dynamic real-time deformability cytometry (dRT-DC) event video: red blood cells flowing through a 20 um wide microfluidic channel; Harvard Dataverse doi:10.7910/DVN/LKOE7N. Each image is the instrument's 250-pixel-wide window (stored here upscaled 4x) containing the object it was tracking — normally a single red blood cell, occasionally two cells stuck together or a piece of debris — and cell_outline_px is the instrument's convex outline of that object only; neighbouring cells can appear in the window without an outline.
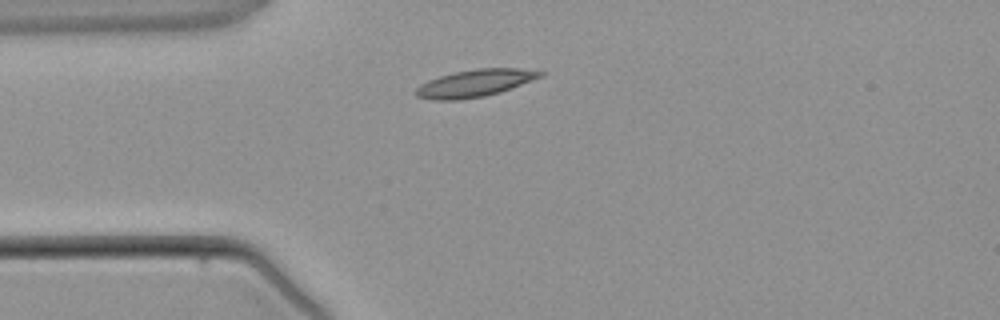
{"species": "common noctule bat (a hibernating species)", "species_latin": "Nyctalus noctula", "temperature_condition": "warm", "stored_images_in_passage": 1, "camera_frame_rate_fps": 3000, "um_per_image_px": 0.085, "animal": {"sex": "male", "body_mass_g": 21.5, "forearm_length_mm": 52.0}, "frame": {"image": 1, "passage_image": 1, "time_ms": 0.0, "image_size_px": [1000, 320], "cell_outline_px": [[544, 76], [500, 92], [484, 96], [460, 100], [432, 100], [416, 96], [416, 88], [420, 84], [428, 80], [440, 76], [456, 72], [476, 68], [520, 68], [544, 72]], "centroid_in_image_um": [40.37, 7.07], "position_along_channel_um": 44.6, "area_um2": 19.71}}